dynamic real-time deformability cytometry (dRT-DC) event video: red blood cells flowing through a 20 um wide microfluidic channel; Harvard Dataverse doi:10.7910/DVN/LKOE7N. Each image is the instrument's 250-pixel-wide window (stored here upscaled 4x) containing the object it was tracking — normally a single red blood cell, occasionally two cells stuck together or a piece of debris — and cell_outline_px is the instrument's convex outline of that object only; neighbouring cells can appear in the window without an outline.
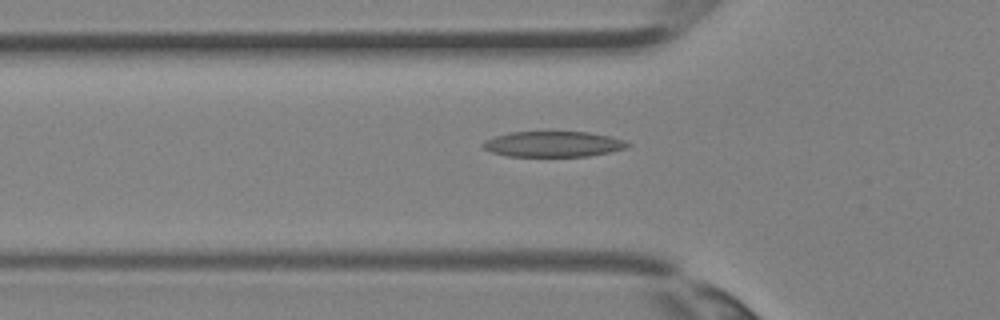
{"species": "Egyptian fruit bat (a non-hibernating species)", "species_latin": "Rousettus aegyptiacus", "temperature_condition": "room temperature", "stored_images_in_passage": 28, "camera_frame_rate_fps": 3000, "um_per_image_px": 0.085, "animal": {"sex": "female"}, "frame": {"image": 1, "passage_image": 4, "time_ms": 1.0, "image_size_px": [1000, 320], "cell_outline_px": [[632, 144], [624, 148], [608, 152], [588, 156], [508, 156], [492, 152], [484, 148], [480, 144], [484, 140], [492, 136], [512, 132], [588, 132], [608, 136], [624, 140]], "centroid_in_image_um": [46.97, 12.24], "position_along_channel_um": 78.8, "area_um2": 21.44}}
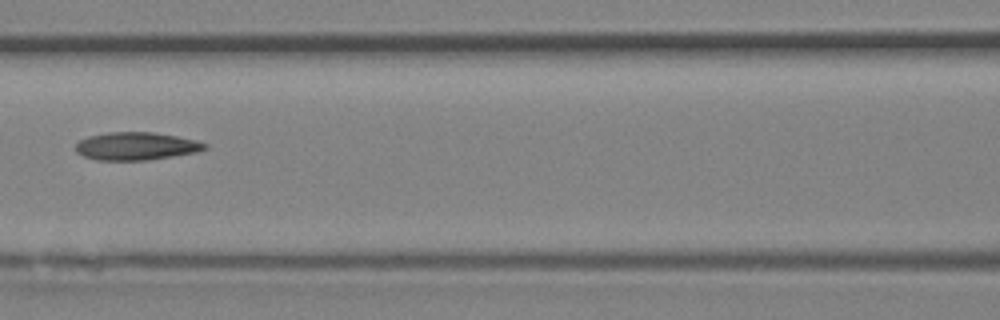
{"frame": {"image": 2, "passage_image": 8, "time_ms": 2.333, "image_size_px": [1000, 320], "cell_outline_px": [[208, 148], [196, 152], [148, 160], [96, 160], [84, 156], [76, 152], [76, 144], [80, 140], [88, 136], [108, 132], [152, 132], [176, 136], [196, 140], [208, 144]], "centroid_in_image_um": [11.57, 12.42], "position_along_channel_um": 155.0, "area_um2": 20.92}}
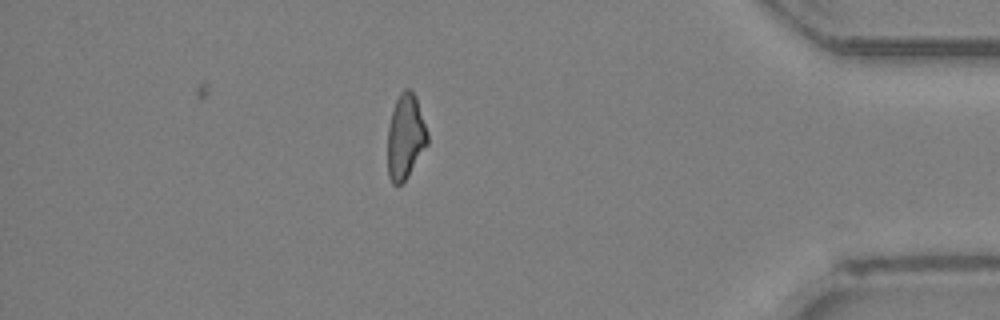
{"frame": {"image": 3, "passage_image": 23, "time_ms": 7.333, "image_size_px": [1000, 320], "cell_outline_px": [[428, 144], [408, 176], [400, 184], [392, 184], [388, 176], [388, 124], [396, 100], [400, 92], [404, 88], [408, 88], [416, 96], [428, 132]], "centroid_in_image_um": [34.47, 11.61], "position_along_channel_um": 400.7, "area_um2": 19.77}}